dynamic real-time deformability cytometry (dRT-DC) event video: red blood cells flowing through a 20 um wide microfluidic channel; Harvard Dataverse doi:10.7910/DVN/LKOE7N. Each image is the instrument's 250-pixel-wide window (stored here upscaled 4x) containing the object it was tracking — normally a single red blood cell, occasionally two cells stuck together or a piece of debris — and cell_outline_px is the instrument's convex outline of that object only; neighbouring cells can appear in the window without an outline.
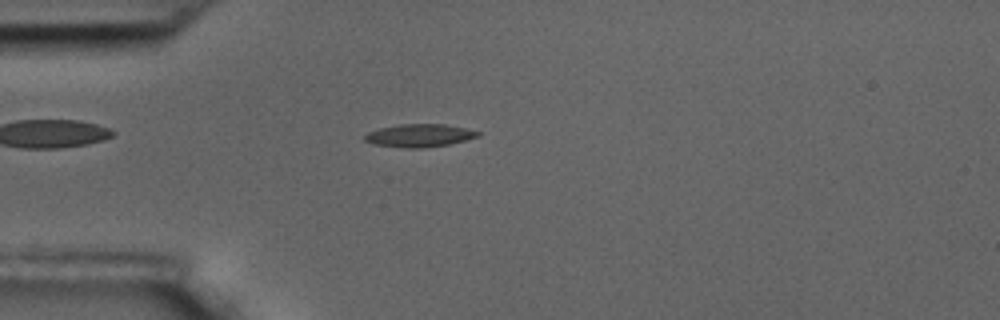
{"species": "common noctule bat (a hibernating species)", "species_latin": "Nyctalus noctula", "temperature_condition": "room temperature", "stored_images_in_passage": 57, "camera_frame_rate_fps": 3000, "um_per_image_px": 0.085, "animal": {"sex": "male", "body_mass_g": 17.5, "forearm_length_mm": 52.3}, "frame": {"image": 1, "passage_image": 15, "time_ms": 4.667, "image_size_px": [1000, 320], "cell_outline_px": [[480, 136], [448, 144], [420, 148], [400, 148], [376, 144], [364, 140], [364, 136], [368, 132], [380, 128], [400, 124], [444, 124], [464, 128], [480, 132]], "centroid_in_image_um": [35.63, 11.52], "position_along_channel_um": 49.4, "area_um2": 14.91}}
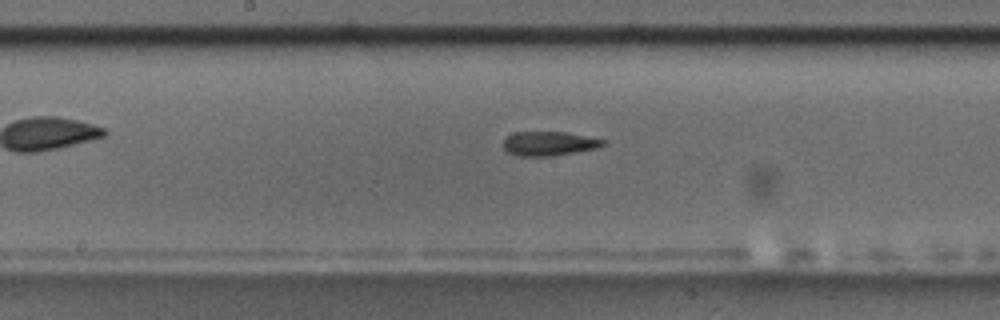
{"frame": {"image": 2, "passage_image": 29, "time_ms": 9.333, "image_size_px": [1000, 320], "cell_outline_px": [[604, 144], [596, 148], [548, 156], [520, 156], [508, 152], [504, 148], [504, 140], [508, 136], [516, 132], [564, 132], [604, 140]], "centroid_in_image_um": [46.61, 12.2], "position_along_channel_um": 201.6, "area_um2": 13.58}}
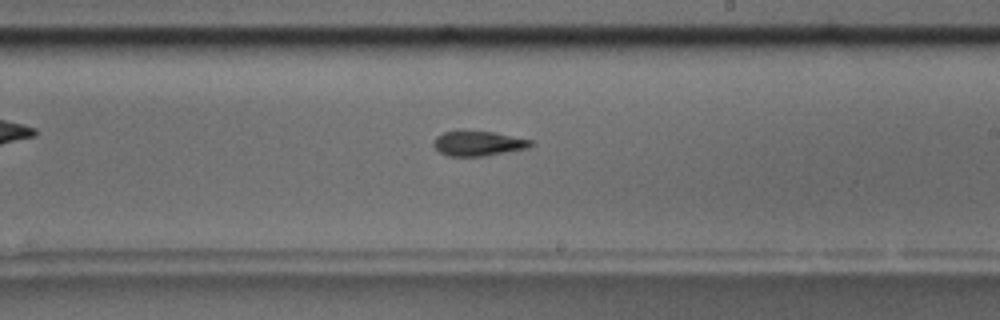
{"frame": {"image": 3, "passage_image": 33, "time_ms": 10.667, "image_size_px": [1000, 320], "cell_outline_px": [[532, 144], [528, 148], [484, 156], [448, 156], [440, 152], [432, 144], [436, 136], [444, 132], [456, 128], [460, 128], [496, 132], [532, 140]], "centroid_in_image_um": [40.6, 12.14], "position_along_channel_um": 248.4, "area_um2": 14.62}, "authors_computed_cell_mechanics": {"area_um2": 14.2188, "velocity_mm_per_s": 3.5195, "shape_relaxation_time_tau1_ms": 9.2127, "shape_relaxation_time_tau2_ms": 6.3748, "deformation_change_tau1": 0.2124, "deformation_change_tau2": 0.1678}}